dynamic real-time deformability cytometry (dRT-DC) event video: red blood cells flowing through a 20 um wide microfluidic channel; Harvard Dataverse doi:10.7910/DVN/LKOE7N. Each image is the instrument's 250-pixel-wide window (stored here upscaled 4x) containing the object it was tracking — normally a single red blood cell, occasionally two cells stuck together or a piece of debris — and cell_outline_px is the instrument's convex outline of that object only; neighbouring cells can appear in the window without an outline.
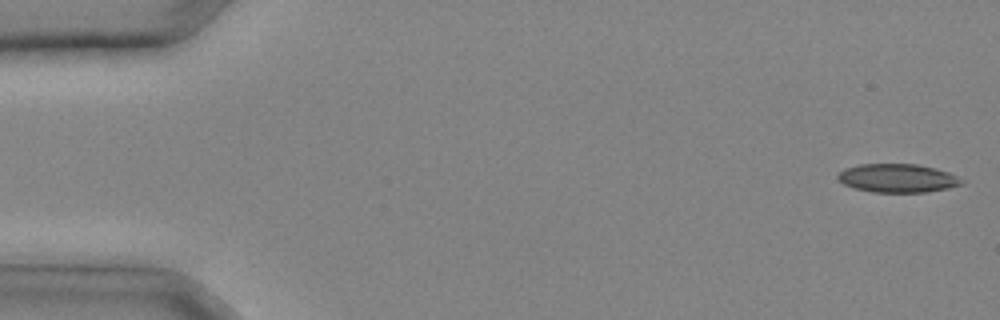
{"species": "common noctule bat (a hibernating species)", "species_latin": "Nyctalus noctula", "temperature_condition": "cold", "stored_images_in_passage": 31, "camera_frame_rate_fps": 3000, "um_per_image_px": 0.085, "animal": {"sex": "male", "body_mass_g": 20.4}, "frame": {"image": 1, "passage_image": 1, "time_ms": 0.0, "image_size_px": [1000, 320], "cell_outline_px": [[964, 184], [948, 188], [928, 192], [872, 192], [856, 188], [844, 184], [836, 176], [844, 168], [860, 164], [916, 164], [936, 168], [948, 172], [964, 180]], "centroid_in_image_um": [76.32, 15.14], "position_along_channel_um": 8.7, "area_um2": 20.58}}
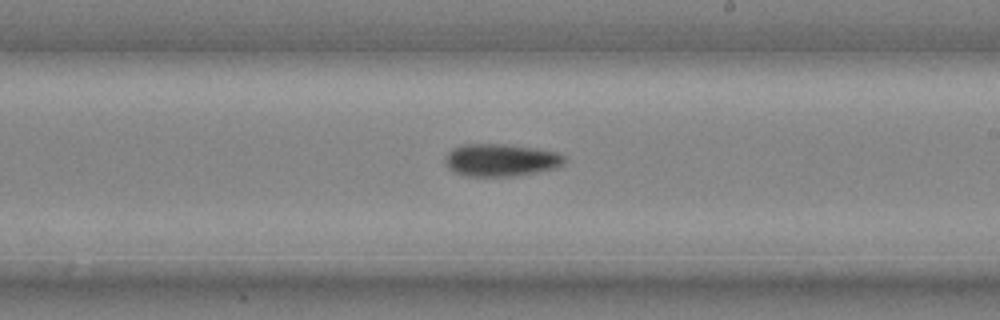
{"frame": {"image": 2, "passage_image": 19, "time_ms": 6.0, "image_size_px": [1000, 320], "cell_outline_px": [[564, 164], [556, 168], [516, 176], [464, 176], [452, 172], [444, 164], [444, 156], [452, 148], [464, 144], [504, 144], [536, 148], [556, 152], [564, 156]], "centroid_in_image_um": [42.51, 13.61], "position_along_channel_um": 246.5, "area_um2": 22.83}}
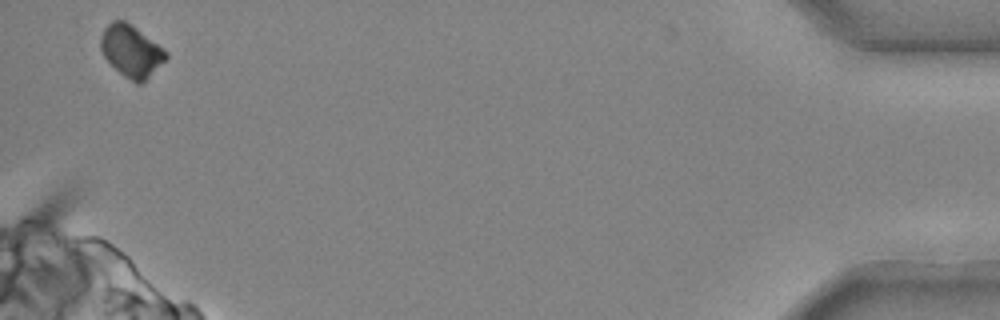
{"frame": {"image": 3, "passage_image": 31, "time_ms": 10.0, "image_size_px": [1000, 320], "cell_outline_px": [[168, 56], [140, 84], [136, 84], [124, 76], [104, 56], [100, 48], [100, 36], [104, 28], [112, 20], [124, 20], [132, 24], [168, 52]], "centroid_in_image_um": [11.13, 4.3], "position_along_channel_um": 424.1, "area_um2": 19.36}}